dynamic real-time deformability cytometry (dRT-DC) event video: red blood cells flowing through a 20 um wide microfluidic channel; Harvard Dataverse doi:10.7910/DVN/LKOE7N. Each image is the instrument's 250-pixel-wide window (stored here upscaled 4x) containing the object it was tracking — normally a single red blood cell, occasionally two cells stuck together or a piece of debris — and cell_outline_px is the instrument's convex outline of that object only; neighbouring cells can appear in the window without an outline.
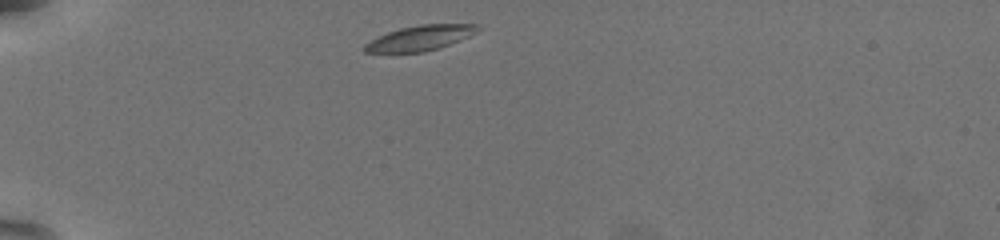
{"species": "common noctule bat (a hibernating species)", "species_latin": "Nyctalus noctula", "temperature_condition": "warm", "stored_images_in_passage": 36, "camera_frame_rate_fps": 3000, "um_per_image_px": 0.085, "animal": {"sex": "female", "body_mass_g": 19.5, "forearm_length_mm": 54.1}, "frame": {"image": 1, "passage_image": 1, "time_ms": 0.0, "image_size_px": [1000, 240], "cell_outline_px": [[480, 28], [476, 32], [468, 36], [440, 48], [424, 52], [364, 52], [360, 48], [364, 44], [388, 32], [400, 28], [420, 24], [476, 24]], "centroid_in_image_um": [35.68, 3.23], "position_along_channel_um": 49.3, "area_um2": 16.36}}
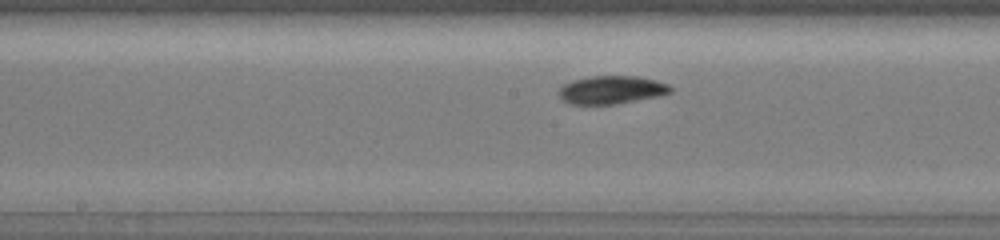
{"frame": {"image": 2, "passage_image": 16, "time_ms": 5.0, "image_size_px": [1000, 240], "cell_outline_px": [[672, 92], [660, 96], [616, 104], [568, 104], [556, 92], [564, 84], [572, 80], [592, 76], [636, 76], [656, 80], [668, 84], [672, 88]], "centroid_in_image_um": [51.98, 7.64], "position_along_channel_um": 196.2, "area_um2": 18.38}}
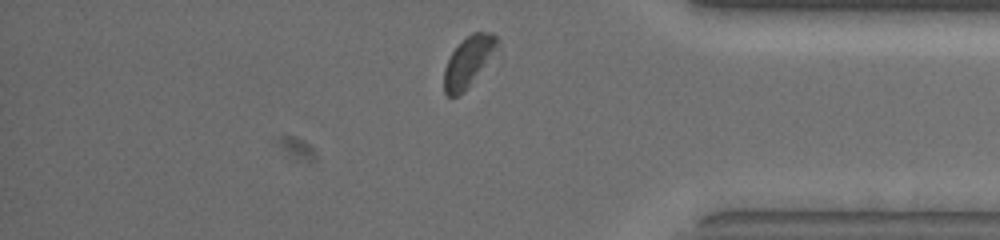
{"frame": {"image": 3, "passage_image": 33, "time_ms": 10.667, "image_size_px": [1000, 240], "cell_outline_px": [[500, 48], [464, 92], [456, 96], [448, 96], [444, 92], [444, 68], [452, 52], [472, 32], [492, 32], [500, 40]], "centroid_in_image_um": [39.87, 5.22], "position_along_channel_um": 395.3, "area_um2": 15.66}, "authors_computed_cell_mechanics": {"area_um2": 17.629, "velocity_mm_per_s": 3.7142, "shape_relaxation_time_tau1_ms": 3.2675, "shape_relaxation_time_tau2_ms": 4.5051, "deformation_change_tau1": 0.1055, "deformation_change_tau2": 0.0598}}